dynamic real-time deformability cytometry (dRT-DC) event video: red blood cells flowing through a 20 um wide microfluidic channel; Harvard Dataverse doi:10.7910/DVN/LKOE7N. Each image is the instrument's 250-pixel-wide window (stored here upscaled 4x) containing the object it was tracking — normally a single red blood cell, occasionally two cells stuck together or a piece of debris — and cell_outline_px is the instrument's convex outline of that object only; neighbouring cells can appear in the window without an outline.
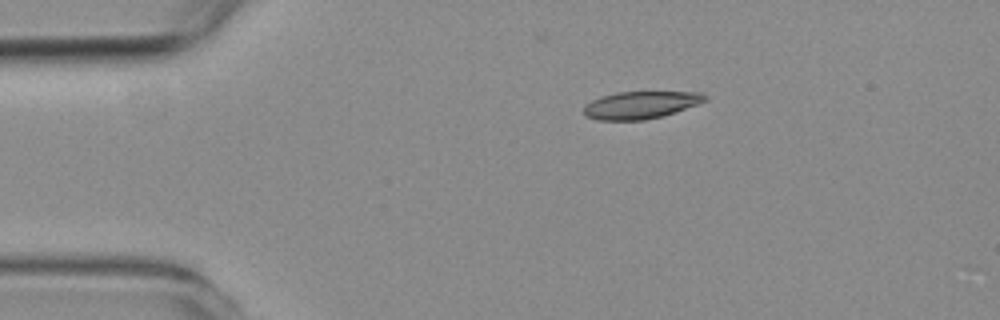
{"species": "common noctule bat (a hibernating species)", "species_latin": "Nyctalus noctula", "temperature_condition": "room temperature", "stored_images_in_passage": 45, "camera_frame_rate_fps": 3000, "um_per_image_px": 0.085, "animal": {"sex": "female", "body_mass_g": 19.3, "forearm_length_mm": 54.1}, "frame": {"image": 1, "passage_image": 1, "time_ms": 0.0, "image_size_px": [1000, 320], "cell_outline_px": [[708, 96], [704, 100], [696, 104], [660, 116], [644, 120], [596, 120], [588, 116], [584, 112], [584, 104], [600, 96], [616, 92], [700, 92]], "centroid_in_image_um": [54.38, 8.91], "position_along_channel_um": 30.6, "area_um2": 19.02}}
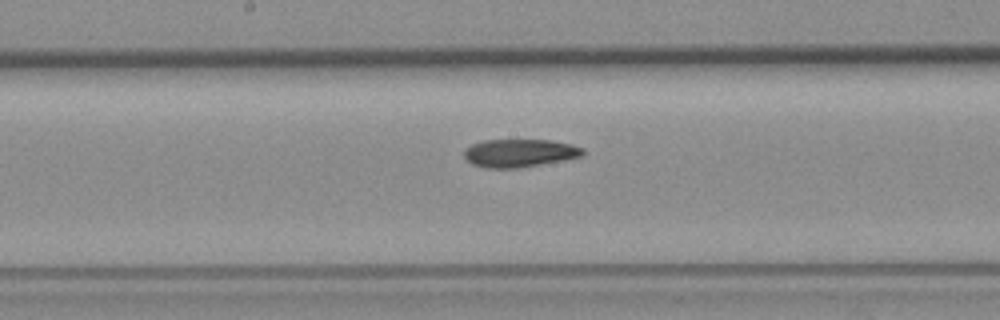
{"frame": {"image": 2, "passage_image": 19, "time_ms": 6.0, "image_size_px": [1000, 320], "cell_outline_px": [[584, 156], [564, 160], [516, 168], [488, 168], [472, 164], [464, 156], [464, 152], [472, 144], [484, 140], [552, 140], [572, 144], [584, 148]], "centroid_in_image_um": [44.21, 13.0], "position_along_channel_um": 204.0, "area_um2": 19.31}}
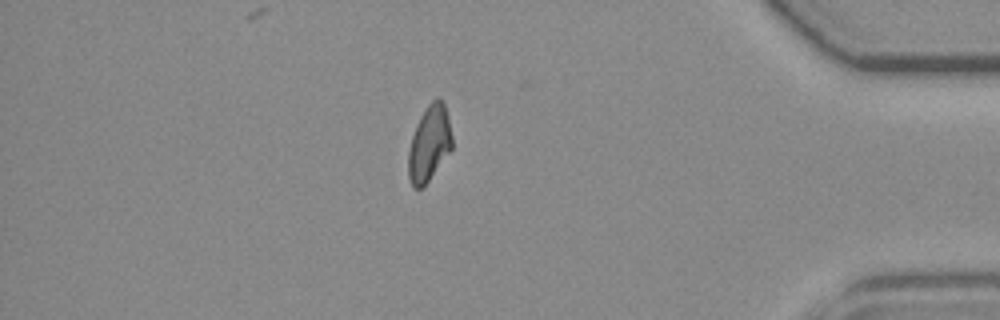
{"frame": {"image": 3, "passage_image": 38, "time_ms": 12.333, "image_size_px": [1000, 320], "cell_outline_px": [[452, 148], [428, 180], [420, 188], [412, 188], [408, 176], [408, 152], [412, 136], [416, 124], [420, 116], [428, 104], [436, 96], [440, 96], [444, 104], [448, 116], [452, 136]], "centroid_in_image_um": [36.48, 12.15], "position_along_channel_um": 398.7, "area_um2": 19.19}}